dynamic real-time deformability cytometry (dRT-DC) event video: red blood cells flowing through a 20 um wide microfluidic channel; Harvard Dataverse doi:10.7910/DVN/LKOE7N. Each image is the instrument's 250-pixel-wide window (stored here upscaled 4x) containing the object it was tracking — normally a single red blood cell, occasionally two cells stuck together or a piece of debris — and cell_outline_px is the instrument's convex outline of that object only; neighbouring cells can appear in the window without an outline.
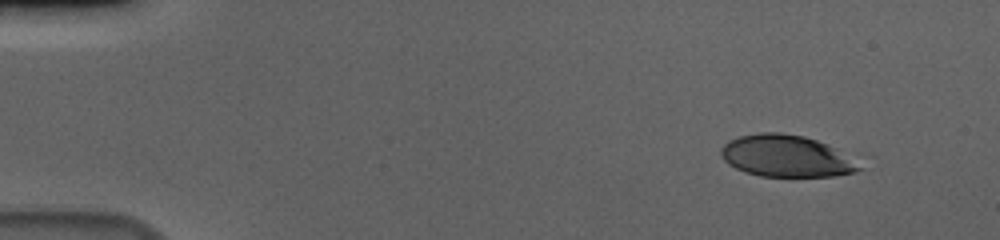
{"species": "human", "species_latin": "Homo sapiens", "temperature_condition": "cold", "stored_images_in_passage": 52, "camera_frame_rate_fps": 3000, "um_per_image_px": 0.085, "donor": {"sex": "male"}, "frame": {"image": 1, "passage_image": 1, "time_ms": 0.0, "image_size_px": [1000, 240], "cell_outline_px": [[864, 168], [856, 172], [836, 176], [760, 176], [744, 172], [728, 164], [720, 156], [720, 148], [728, 140], [740, 136], [760, 132], [780, 132], [804, 136], [828, 144], [836, 148], [864, 164]], "centroid_in_image_um": [66.87, 13.27], "position_along_channel_um": 18.1, "area_um2": 34.16}}
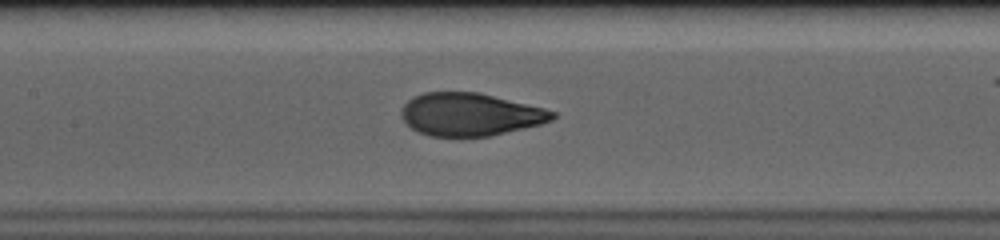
{"frame": {"image": 2, "passage_image": 23, "time_ms": 7.333, "image_size_px": [1000, 240], "cell_outline_px": [[556, 116], [552, 120], [540, 124], [488, 136], [428, 136], [412, 128], [400, 116], [400, 112], [404, 104], [412, 96], [424, 92], [476, 92], [544, 108], [556, 112]], "centroid_in_image_um": [39.92, 9.72], "position_along_channel_um": 167.5, "area_um2": 37.34}}
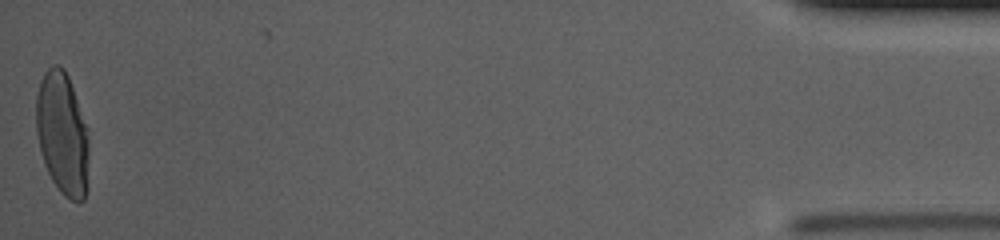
{"frame": {"image": 3, "passage_image": 52, "time_ms": 17.0, "image_size_px": [1000, 240], "cell_outline_px": [[88, 156], [84, 200], [72, 200], [64, 196], [60, 192], [52, 180], [44, 164], [40, 152], [36, 132], [36, 96], [40, 80], [44, 72], [52, 64], [60, 64], [64, 68], [68, 76], [88, 128]], "centroid_in_image_um": [5.28, 11.3], "position_along_channel_um": 429.9, "area_um2": 37.8}, "authors_computed_cell_mechanics": {"area_um2": 37.859, "velocity_mm_per_s": 3.6559, "shape_relaxation_time_tau1_ms": 5.105, "shape_relaxation_time_tau2_ms": null, "deformation_change_tau1": 0.2173, "deformation_change_tau2": null}}